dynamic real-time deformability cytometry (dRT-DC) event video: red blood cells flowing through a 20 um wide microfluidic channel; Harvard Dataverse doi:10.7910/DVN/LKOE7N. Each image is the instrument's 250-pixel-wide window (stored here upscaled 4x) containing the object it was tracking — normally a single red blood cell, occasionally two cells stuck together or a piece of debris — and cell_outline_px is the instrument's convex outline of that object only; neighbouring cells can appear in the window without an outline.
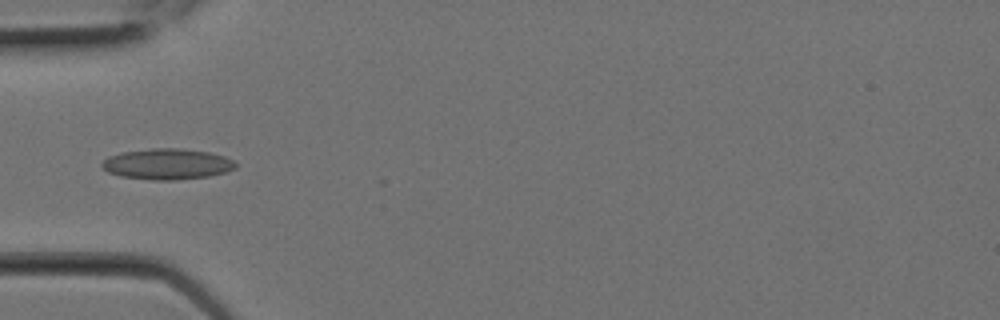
{"species": "Egyptian fruit bat (a non-hibernating species)", "species_latin": "Rousettus aegyptiacus", "temperature_condition": "room temperature", "stored_images_in_passage": 8, "camera_frame_rate_fps": 3000, "um_per_image_px": 0.085, "animal": {"sex": "female"}, "frame": {"image": 1, "passage_image": 6, "time_ms": 1.667, "image_size_px": [1000, 320], "cell_outline_px": [[236, 168], [228, 172], [208, 176], [176, 180], [152, 180], [120, 176], [108, 172], [100, 164], [108, 156], [120, 152], [152, 148], [184, 148], [208, 152], [224, 156], [232, 160], [236, 164]], "centroid_in_image_um": [14.21, 13.94], "position_along_channel_um": 70.8, "area_um2": 24.16}}
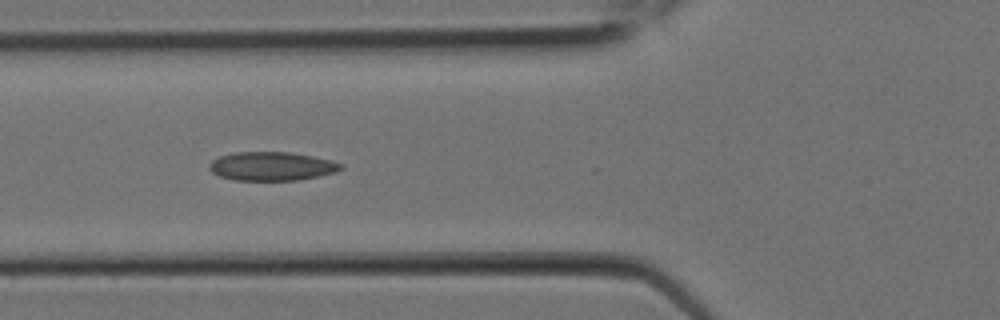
{"frame": {"image": 2, "passage_image": 7, "time_ms": 2.0, "image_size_px": [1000, 320], "cell_outline_px": [[344, 168], [336, 172], [296, 180], [236, 180], [220, 176], [212, 172], [208, 168], [208, 164], [212, 160], [220, 156], [236, 152], [288, 152], [312, 156], [332, 160], [344, 164]], "centroid_in_image_um": [23.1, 14.12], "position_along_channel_um": 102.7, "area_um2": 21.96}}
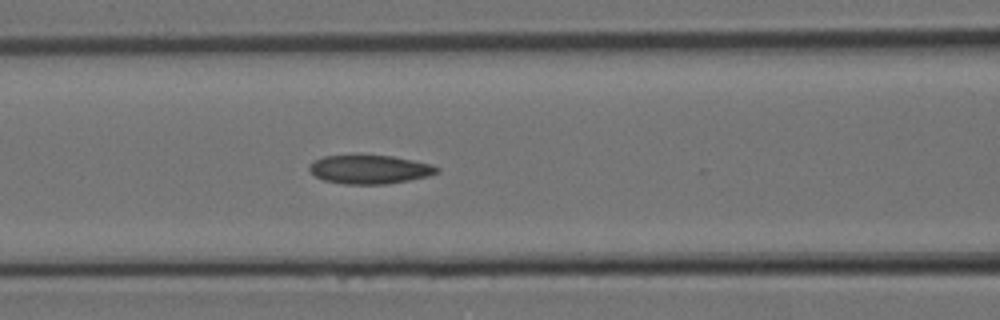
{"frame": {"image": 3, "passage_image": 8, "time_ms": 2.333, "image_size_px": [1000, 320], "cell_outline_px": [[440, 172], [428, 176], [388, 184], [344, 184], [324, 180], [316, 176], [308, 168], [312, 160], [324, 156], [392, 156], [432, 164], [440, 168]], "centroid_in_image_um": [31.44, 14.41], "position_along_channel_um": 135.2, "area_um2": 21.21}}